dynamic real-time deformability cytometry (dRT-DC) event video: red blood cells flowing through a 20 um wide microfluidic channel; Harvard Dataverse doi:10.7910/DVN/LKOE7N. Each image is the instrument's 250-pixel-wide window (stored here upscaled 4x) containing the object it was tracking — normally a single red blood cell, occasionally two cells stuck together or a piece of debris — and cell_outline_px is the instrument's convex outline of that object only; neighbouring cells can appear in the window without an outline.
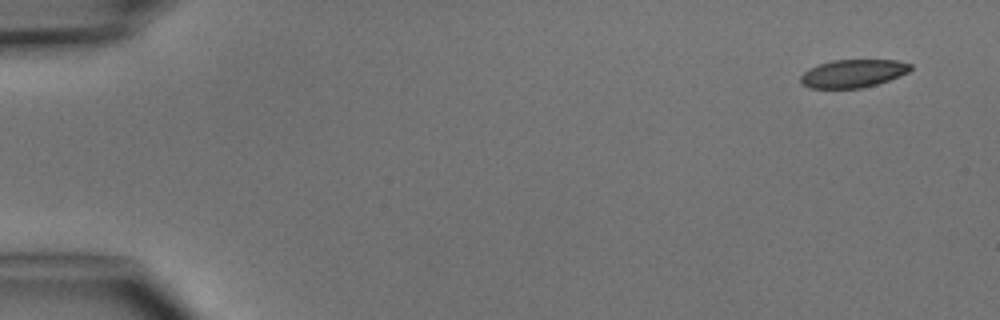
{"species": "common noctule bat (a hibernating species)", "species_latin": "Nyctalus noctula", "temperature_condition": "cold", "stored_images_in_passage": 4, "camera_frame_rate_fps": 3000, "um_per_image_px": 0.085, "animal": {"sex": "male", "body_mass_g": 15.6}, "frame": {"image": 1, "passage_image": 1, "time_ms": 0.0, "image_size_px": [1000, 320], "cell_outline_px": [[912, 68], [908, 72], [900, 76], [876, 84], [860, 88], [808, 88], [800, 84], [800, 76], [808, 68], [832, 60], [896, 60], [912, 64]], "centroid_in_image_um": [72.48, 6.24], "position_along_channel_um": 12.5, "area_um2": 17.98}}
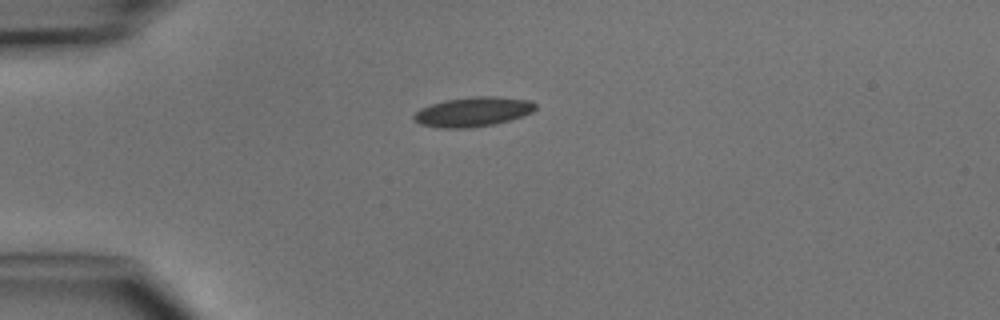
{"frame": {"image": 2, "passage_image": 4, "time_ms": 3.333, "image_size_px": [1000, 320], "cell_outline_px": [[536, 108], [532, 112], [496, 124], [472, 128], [436, 128], [420, 124], [412, 116], [420, 108], [444, 100], [472, 96], [496, 96], [528, 100], [536, 104]], "centroid_in_image_um": [40.18, 9.5], "position_along_channel_um": 44.8, "area_um2": 20.98}}